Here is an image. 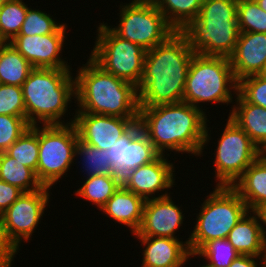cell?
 Listing matches in <instances>:
<instances>
[{"instance_id": "5", "label": "cell", "mask_w": 266, "mask_h": 267, "mask_svg": "<svg viewBox=\"0 0 266 267\" xmlns=\"http://www.w3.org/2000/svg\"><path fill=\"white\" fill-rule=\"evenodd\" d=\"M237 5L238 0H203L196 20L182 31L194 53L232 55L240 34Z\"/></svg>"}, {"instance_id": "32", "label": "cell", "mask_w": 266, "mask_h": 267, "mask_svg": "<svg viewBox=\"0 0 266 267\" xmlns=\"http://www.w3.org/2000/svg\"><path fill=\"white\" fill-rule=\"evenodd\" d=\"M239 255L227 238L211 240L196 254H190L193 258L205 257L206 263L211 267H229Z\"/></svg>"}, {"instance_id": "1", "label": "cell", "mask_w": 266, "mask_h": 267, "mask_svg": "<svg viewBox=\"0 0 266 267\" xmlns=\"http://www.w3.org/2000/svg\"><path fill=\"white\" fill-rule=\"evenodd\" d=\"M203 110L183 101L140 107L138 121L161 155L166 149L201 157L211 140L207 127L209 120Z\"/></svg>"}, {"instance_id": "6", "label": "cell", "mask_w": 266, "mask_h": 267, "mask_svg": "<svg viewBox=\"0 0 266 267\" xmlns=\"http://www.w3.org/2000/svg\"><path fill=\"white\" fill-rule=\"evenodd\" d=\"M234 94H238V81L230 59L194 53L185 83L183 102L196 108H200L199 104L202 102L229 105L234 101Z\"/></svg>"}, {"instance_id": "42", "label": "cell", "mask_w": 266, "mask_h": 267, "mask_svg": "<svg viewBox=\"0 0 266 267\" xmlns=\"http://www.w3.org/2000/svg\"><path fill=\"white\" fill-rule=\"evenodd\" d=\"M259 7L266 12V0H255Z\"/></svg>"}, {"instance_id": "30", "label": "cell", "mask_w": 266, "mask_h": 267, "mask_svg": "<svg viewBox=\"0 0 266 267\" xmlns=\"http://www.w3.org/2000/svg\"><path fill=\"white\" fill-rule=\"evenodd\" d=\"M66 24L57 23L50 14L41 10L28 11L18 35H47L50 33H66Z\"/></svg>"}, {"instance_id": "7", "label": "cell", "mask_w": 266, "mask_h": 267, "mask_svg": "<svg viewBox=\"0 0 266 267\" xmlns=\"http://www.w3.org/2000/svg\"><path fill=\"white\" fill-rule=\"evenodd\" d=\"M201 204L188 248L196 254L207 242L228 237L231 229L249 210L232 186H215Z\"/></svg>"}, {"instance_id": "31", "label": "cell", "mask_w": 266, "mask_h": 267, "mask_svg": "<svg viewBox=\"0 0 266 267\" xmlns=\"http://www.w3.org/2000/svg\"><path fill=\"white\" fill-rule=\"evenodd\" d=\"M161 154L141 129L130 141L127 154V174L137 167L156 160Z\"/></svg>"}, {"instance_id": "36", "label": "cell", "mask_w": 266, "mask_h": 267, "mask_svg": "<svg viewBox=\"0 0 266 267\" xmlns=\"http://www.w3.org/2000/svg\"><path fill=\"white\" fill-rule=\"evenodd\" d=\"M29 127L24 117L0 115V153L12 146Z\"/></svg>"}, {"instance_id": "38", "label": "cell", "mask_w": 266, "mask_h": 267, "mask_svg": "<svg viewBox=\"0 0 266 267\" xmlns=\"http://www.w3.org/2000/svg\"><path fill=\"white\" fill-rule=\"evenodd\" d=\"M18 250L20 249L8 238L0 220V267H11Z\"/></svg>"}, {"instance_id": "20", "label": "cell", "mask_w": 266, "mask_h": 267, "mask_svg": "<svg viewBox=\"0 0 266 267\" xmlns=\"http://www.w3.org/2000/svg\"><path fill=\"white\" fill-rule=\"evenodd\" d=\"M145 200L122 185L100 209L117 223L130 227L132 234L140 227Z\"/></svg>"}, {"instance_id": "45", "label": "cell", "mask_w": 266, "mask_h": 267, "mask_svg": "<svg viewBox=\"0 0 266 267\" xmlns=\"http://www.w3.org/2000/svg\"><path fill=\"white\" fill-rule=\"evenodd\" d=\"M264 267H266V253L264 255Z\"/></svg>"}, {"instance_id": "46", "label": "cell", "mask_w": 266, "mask_h": 267, "mask_svg": "<svg viewBox=\"0 0 266 267\" xmlns=\"http://www.w3.org/2000/svg\"><path fill=\"white\" fill-rule=\"evenodd\" d=\"M201 267H211L208 264L202 265Z\"/></svg>"}, {"instance_id": "23", "label": "cell", "mask_w": 266, "mask_h": 267, "mask_svg": "<svg viewBox=\"0 0 266 267\" xmlns=\"http://www.w3.org/2000/svg\"><path fill=\"white\" fill-rule=\"evenodd\" d=\"M33 66L10 43H0V84L22 86Z\"/></svg>"}, {"instance_id": "2", "label": "cell", "mask_w": 266, "mask_h": 267, "mask_svg": "<svg viewBox=\"0 0 266 267\" xmlns=\"http://www.w3.org/2000/svg\"><path fill=\"white\" fill-rule=\"evenodd\" d=\"M193 55L188 38L177 31L164 43L147 50L137 87L139 106L182 102Z\"/></svg>"}, {"instance_id": "43", "label": "cell", "mask_w": 266, "mask_h": 267, "mask_svg": "<svg viewBox=\"0 0 266 267\" xmlns=\"http://www.w3.org/2000/svg\"><path fill=\"white\" fill-rule=\"evenodd\" d=\"M258 75L261 78H263L264 80H266V64L264 65L263 69L261 70V72Z\"/></svg>"}, {"instance_id": "4", "label": "cell", "mask_w": 266, "mask_h": 267, "mask_svg": "<svg viewBox=\"0 0 266 267\" xmlns=\"http://www.w3.org/2000/svg\"><path fill=\"white\" fill-rule=\"evenodd\" d=\"M70 69L34 68L22 87L26 120L30 126L65 125L62 117L76 98L75 77ZM74 97V98H73ZM38 123V124H37Z\"/></svg>"}, {"instance_id": "44", "label": "cell", "mask_w": 266, "mask_h": 267, "mask_svg": "<svg viewBox=\"0 0 266 267\" xmlns=\"http://www.w3.org/2000/svg\"><path fill=\"white\" fill-rule=\"evenodd\" d=\"M10 1H13V0H0V5H3V4L10 2Z\"/></svg>"}, {"instance_id": "18", "label": "cell", "mask_w": 266, "mask_h": 267, "mask_svg": "<svg viewBox=\"0 0 266 267\" xmlns=\"http://www.w3.org/2000/svg\"><path fill=\"white\" fill-rule=\"evenodd\" d=\"M144 246L141 267H182L191 258L189 240L135 236Z\"/></svg>"}, {"instance_id": "33", "label": "cell", "mask_w": 266, "mask_h": 267, "mask_svg": "<svg viewBox=\"0 0 266 267\" xmlns=\"http://www.w3.org/2000/svg\"><path fill=\"white\" fill-rule=\"evenodd\" d=\"M237 22L240 32L266 33V12L255 0H238Z\"/></svg>"}, {"instance_id": "13", "label": "cell", "mask_w": 266, "mask_h": 267, "mask_svg": "<svg viewBox=\"0 0 266 267\" xmlns=\"http://www.w3.org/2000/svg\"><path fill=\"white\" fill-rule=\"evenodd\" d=\"M73 118L79 141L101 150H109L114 146L139 119L87 112H75Z\"/></svg>"}, {"instance_id": "21", "label": "cell", "mask_w": 266, "mask_h": 267, "mask_svg": "<svg viewBox=\"0 0 266 267\" xmlns=\"http://www.w3.org/2000/svg\"><path fill=\"white\" fill-rule=\"evenodd\" d=\"M248 210L258 211L266 205V156L262 153L232 186Z\"/></svg>"}, {"instance_id": "25", "label": "cell", "mask_w": 266, "mask_h": 267, "mask_svg": "<svg viewBox=\"0 0 266 267\" xmlns=\"http://www.w3.org/2000/svg\"><path fill=\"white\" fill-rule=\"evenodd\" d=\"M0 180L17 186L23 192L37 191L43 187L32 169L5 152L0 153Z\"/></svg>"}, {"instance_id": "29", "label": "cell", "mask_w": 266, "mask_h": 267, "mask_svg": "<svg viewBox=\"0 0 266 267\" xmlns=\"http://www.w3.org/2000/svg\"><path fill=\"white\" fill-rule=\"evenodd\" d=\"M76 155H80L81 157V164L84 169L83 172L85 171L87 175L84 177L96 175H117V172L111 164L110 156H107L106 150H101L78 141L75 148V157Z\"/></svg>"}, {"instance_id": "28", "label": "cell", "mask_w": 266, "mask_h": 267, "mask_svg": "<svg viewBox=\"0 0 266 267\" xmlns=\"http://www.w3.org/2000/svg\"><path fill=\"white\" fill-rule=\"evenodd\" d=\"M28 11L23 0L0 5V43H9L19 33Z\"/></svg>"}, {"instance_id": "24", "label": "cell", "mask_w": 266, "mask_h": 267, "mask_svg": "<svg viewBox=\"0 0 266 267\" xmlns=\"http://www.w3.org/2000/svg\"><path fill=\"white\" fill-rule=\"evenodd\" d=\"M168 24L182 32L198 17L203 0H153Z\"/></svg>"}, {"instance_id": "40", "label": "cell", "mask_w": 266, "mask_h": 267, "mask_svg": "<svg viewBox=\"0 0 266 267\" xmlns=\"http://www.w3.org/2000/svg\"><path fill=\"white\" fill-rule=\"evenodd\" d=\"M258 259L260 260L261 267H264V257L248 255H239L233 260L229 267H259ZM255 260H257V262Z\"/></svg>"}, {"instance_id": "39", "label": "cell", "mask_w": 266, "mask_h": 267, "mask_svg": "<svg viewBox=\"0 0 266 267\" xmlns=\"http://www.w3.org/2000/svg\"><path fill=\"white\" fill-rule=\"evenodd\" d=\"M23 193L17 186L0 180V215L5 212Z\"/></svg>"}, {"instance_id": "47", "label": "cell", "mask_w": 266, "mask_h": 267, "mask_svg": "<svg viewBox=\"0 0 266 267\" xmlns=\"http://www.w3.org/2000/svg\"><path fill=\"white\" fill-rule=\"evenodd\" d=\"M262 153L266 156V149Z\"/></svg>"}, {"instance_id": "11", "label": "cell", "mask_w": 266, "mask_h": 267, "mask_svg": "<svg viewBox=\"0 0 266 267\" xmlns=\"http://www.w3.org/2000/svg\"><path fill=\"white\" fill-rule=\"evenodd\" d=\"M223 130L214 153V178L216 186H233L262 151L229 117Z\"/></svg>"}, {"instance_id": "15", "label": "cell", "mask_w": 266, "mask_h": 267, "mask_svg": "<svg viewBox=\"0 0 266 267\" xmlns=\"http://www.w3.org/2000/svg\"><path fill=\"white\" fill-rule=\"evenodd\" d=\"M67 33L17 35L9 43L33 66L45 69H71L60 56Z\"/></svg>"}, {"instance_id": "35", "label": "cell", "mask_w": 266, "mask_h": 267, "mask_svg": "<svg viewBox=\"0 0 266 267\" xmlns=\"http://www.w3.org/2000/svg\"><path fill=\"white\" fill-rule=\"evenodd\" d=\"M0 115L20 116L26 119L21 86L0 84Z\"/></svg>"}, {"instance_id": "10", "label": "cell", "mask_w": 266, "mask_h": 267, "mask_svg": "<svg viewBox=\"0 0 266 267\" xmlns=\"http://www.w3.org/2000/svg\"><path fill=\"white\" fill-rule=\"evenodd\" d=\"M119 24L109 28L118 36L150 50L176 31L168 24L153 0H132L120 5Z\"/></svg>"}, {"instance_id": "22", "label": "cell", "mask_w": 266, "mask_h": 267, "mask_svg": "<svg viewBox=\"0 0 266 267\" xmlns=\"http://www.w3.org/2000/svg\"><path fill=\"white\" fill-rule=\"evenodd\" d=\"M229 118L236 123L263 152L266 149V109L246 102L239 94ZM232 111V112H231Z\"/></svg>"}, {"instance_id": "37", "label": "cell", "mask_w": 266, "mask_h": 267, "mask_svg": "<svg viewBox=\"0 0 266 267\" xmlns=\"http://www.w3.org/2000/svg\"><path fill=\"white\" fill-rule=\"evenodd\" d=\"M238 94L246 102L266 109V80L259 75L248 76L238 81Z\"/></svg>"}, {"instance_id": "26", "label": "cell", "mask_w": 266, "mask_h": 267, "mask_svg": "<svg viewBox=\"0 0 266 267\" xmlns=\"http://www.w3.org/2000/svg\"><path fill=\"white\" fill-rule=\"evenodd\" d=\"M121 185L117 175L89 176L75 194L92 202L100 210Z\"/></svg>"}, {"instance_id": "14", "label": "cell", "mask_w": 266, "mask_h": 267, "mask_svg": "<svg viewBox=\"0 0 266 267\" xmlns=\"http://www.w3.org/2000/svg\"><path fill=\"white\" fill-rule=\"evenodd\" d=\"M174 164L168 161L167 157L160 155L151 163L137 167L121 179L122 186L142 197L145 201L149 199L161 198L170 195L165 191L155 197L159 191L169 190L175 185V176L173 172ZM154 194V195H153Z\"/></svg>"}, {"instance_id": "12", "label": "cell", "mask_w": 266, "mask_h": 267, "mask_svg": "<svg viewBox=\"0 0 266 267\" xmlns=\"http://www.w3.org/2000/svg\"><path fill=\"white\" fill-rule=\"evenodd\" d=\"M43 186L33 192H23L20 197L0 215V220L8 238L17 246L30 240L35 228L43 217L51 193Z\"/></svg>"}, {"instance_id": "3", "label": "cell", "mask_w": 266, "mask_h": 267, "mask_svg": "<svg viewBox=\"0 0 266 267\" xmlns=\"http://www.w3.org/2000/svg\"><path fill=\"white\" fill-rule=\"evenodd\" d=\"M77 70L76 112L139 118L138 88L105 72L90 57Z\"/></svg>"}, {"instance_id": "17", "label": "cell", "mask_w": 266, "mask_h": 267, "mask_svg": "<svg viewBox=\"0 0 266 267\" xmlns=\"http://www.w3.org/2000/svg\"><path fill=\"white\" fill-rule=\"evenodd\" d=\"M229 59L237 81L258 75L266 64V33L240 32Z\"/></svg>"}, {"instance_id": "9", "label": "cell", "mask_w": 266, "mask_h": 267, "mask_svg": "<svg viewBox=\"0 0 266 267\" xmlns=\"http://www.w3.org/2000/svg\"><path fill=\"white\" fill-rule=\"evenodd\" d=\"M38 125L39 158L37 179L42 186H52L64 177L75 161L79 138L73 123Z\"/></svg>"}, {"instance_id": "19", "label": "cell", "mask_w": 266, "mask_h": 267, "mask_svg": "<svg viewBox=\"0 0 266 267\" xmlns=\"http://www.w3.org/2000/svg\"><path fill=\"white\" fill-rule=\"evenodd\" d=\"M227 239L240 255L264 257L266 241L258 211L249 210L242 216L229 232Z\"/></svg>"}, {"instance_id": "16", "label": "cell", "mask_w": 266, "mask_h": 267, "mask_svg": "<svg viewBox=\"0 0 266 267\" xmlns=\"http://www.w3.org/2000/svg\"><path fill=\"white\" fill-rule=\"evenodd\" d=\"M170 196L145 201L140 227L132 235L178 239L175 234L183 224L184 214Z\"/></svg>"}, {"instance_id": "34", "label": "cell", "mask_w": 266, "mask_h": 267, "mask_svg": "<svg viewBox=\"0 0 266 267\" xmlns=\"http://www.w3.org/2000/svg\"><path fill=\"white\" fill-rule=\"evenodd\" d=\"M142 129L137 121L122 137H120L114 146L106 150L107 156L111 158V164L117 176L122 179L127 175V154L131 139Z\"/></svg>"}, {"instance_id": "27", "label": "cell", "mask_w": 266, "mask_h": 267, "mask_svg": "<svg viewBox=\"0 0 266 267\" xmlns=\"http://www.w3.org/2000/svg\"><path fill=\"white\" fill-rule=\"evenodd\" d=\"M5 153L32 169L37 176L39 158L38 125L30 126Z\"/></svg>"}, {"instance_id": "8", "label": "cell", "mask_w": 266, "mask_h": 267, "mask_svg": "<svg viewBox=\"0 0 266 267\" xmlns=\"http://www.w3.org/2000/svg\"><path fill=\"white\" fill-rule=\"evenodd\" d=\"M97 28L90 58L105 72L138 87L143 76L146 50L116 35L104 22Z\"/></svg>"}, {"instance_id": "41", "label": "cell", "mask_w": 266, "mask_h": 267, "mask_svg": "<svg viewBox=\"0 0 266 267\" xmlns=\"http://www.w3.org/2000/svg\"><path fill=\"white\" fill-rule=\"evenodd\" d=\"M258 213L260 214L261 216V220H262V226H266V205H264L262 208H260L258 210ZM263 227V233H264V238H265V241H266V227L264 228Z\"/></svg>"}]
</instances>
